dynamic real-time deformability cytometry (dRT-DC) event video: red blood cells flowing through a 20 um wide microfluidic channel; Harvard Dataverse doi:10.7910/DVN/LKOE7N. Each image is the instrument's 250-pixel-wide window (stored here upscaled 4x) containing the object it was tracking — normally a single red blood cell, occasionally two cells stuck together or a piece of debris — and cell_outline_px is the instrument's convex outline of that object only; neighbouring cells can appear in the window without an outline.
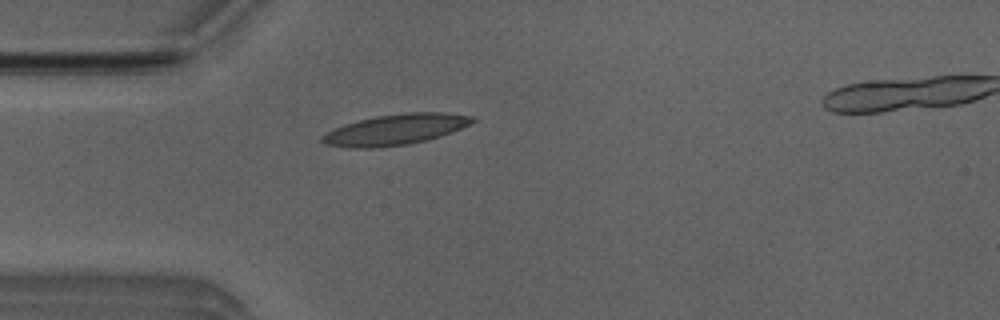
{"species": "Egyptian fruit bat (a non-hibernating species)", "species_latin": "Rousettus aegyptiacus", "temperature_condition": "room temperature", "stored_images_in_passage": 49, "camera_frame_rate_fps": 3000, "um_per_image_px": 0.085, "animal": {"sex": "male"}, "frame": {"image": 1, "passage_image": 14, "time_ms": 4.333, "image_size_px": [1000, 320], "cell_outline_px": [[480, 120], [472, 124], [452, 132], [428, 140], [408, 144], [376, 148], [348, 148], [324, 144], [320, 140], [320, 136], [344, 124], [376, 116], [404, 112], [444, 112], [476, 116]], "centroid_in_image_um": [33.68, 11.01], "position_along_channel_um": 51.3, "area_um2": 27.28}}
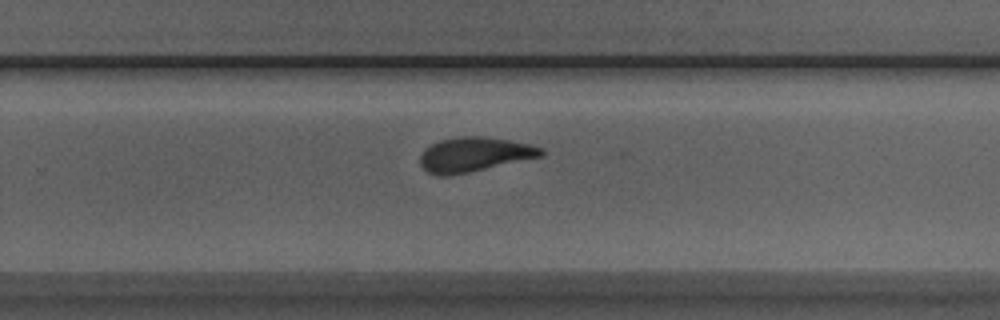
{"frame": {"image": 2, "passage_image": 33, "time_ms": 10.667, "image_size_px": [1000, 320], "cell_outline_px": [[544, 156], [468, 172], [448, 176], [436, 176], [428, 172], [420, 164], [420, 156], [424, 148], [440, 140], [460, 136], [484, 136], [508, 140], [528, 144], [544, 148]], "centroid_in_image_um": [40.3, 13.13], "position_along_channel_um": 289.5, "area_um2": 24.33}}
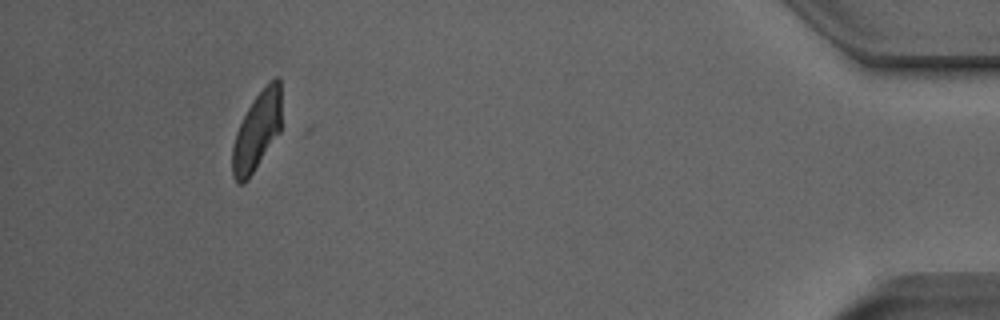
{"frame": {"image": 3, "passage_image": 48, "time_ms": 15.667, "image_size_px": [1000, 320], "cell_outline_px": [[280, 132], [248, 180], [244, 184], [236, 184], [232, 176], [232, 144], [236, 132], [248, 108], [256, 96], [276, 76], [280, 76]], "centroid_in_image_um": [21.81, 11.22], "position_along_channel_um": 413.4, "area_um2": 22.25}, "authors_computed_cell_mechanics": {"area_um2": 24.4494, "velocity_mm_per_s": 3.8907, "shape_relaxation_time_tau1_ms": 4.1196, "shape_relaxation_time_tau2_ms": 2.2281, "deformation_change_tau1": 0.1515, "deformation_change_tau2": 0.0963}}